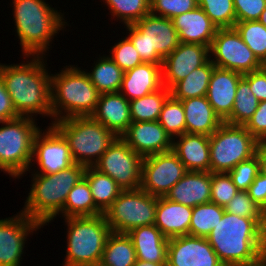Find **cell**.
<instances>
[{"mask_svg": "<svg viewBox=\"0 0 266 266\" xmlns=\"http://www.w3.org/2000/svg\"><path fill=\"white\" fill-rule=\"evenodd\" d=\"M258 21L266 27V8H265L264 11L261 13V15H260Z\"/></svg>", "mask_w": 266, "mask_h": 266, "instance_id": "obj_54", "label": "cell"}, {"mask_svg": "<svg viewBox=\"0 0 266 266\" xmlns=\"http://www.w3.org/2000/svg\"><path fill=\"white\" fill-rule=\"evenodd\" d=\"M266 249V229H265V248Z\"/></svg>", "mask_w": 266, "mask_h": 266, "instance_id": "obj_58", "label": "cell"}, {"mask_svg": "<svg viewBox=\"0 0 266 266\" xmlns=\"http://www.w3.org/2000/svg\"><path fill=\"white\" fill-rule=\"evenodd\" d=\"M91 117L117 137H121L132 123L129 101L120 92L100 94Z\"/></svg>", "mask_w": 266, "mask_h": 266, "instance_id": "obj_21", "label": "cell"}, {"mask_svg": "<svg viewBox=\"0 0 266 266\" xmlns=\"http://www.w3.org/2000/svg\"><path fill=\"white\" fill-rule=\"evenodd\" d=\"M187 172L172 150L144 157L140 188L157 197L165 196Z\"/></svg>", "mask_w": 266, "mask_h": 266, "instance_id": "obj_14", "label": "cell"}, {"mask_svg": "<svg viewBox=\"0 0 266 266\" xmlns=\"http://www.w3.org/2000/svg\"><path fill=\"white\" fill-rule=\"evenodd\" d=\"M210 59V47L197 43H179L162 64V83L169 90L193 70Z\"/></svg>", "mask_w": 266, "mask_h": 266, "instance_id": "obj_18", "label": "cell"}, {"mask_svg": "<svg viewBox=\"0 0 266 266\" xmlns=\"http://www.w3.org/2000/svg\"><path fill=\"white\" fill-rule=\"evenodd\" d=\"M103 214L92 198L91 190L85 177L71 189L62 209V217H92Z\"/></svg>", "mask_w": 266, "mask_h": 266, "instance_id": "obj_32", "label": "cell"}, {"mask_svg": "<svg viewBox=\"0 0 266 266\" xmlns=\"http://www.w3.org/2000/svg\"><path fill=\"white\" fill-rule=\"evenodd\" d=\"M210 60L217 68L241 74L264 67L235 28L217 29L210 47Z\"/></svg>", "mask_w": 266, "mask_h": 266, "instance_id": "obj_12", "label": "cell"}, {"mask_svg": "<svg viewBox=\"0 0 266 266\" xmlns=\"http://www.w3.org/2000/svg\"><path fill=\"white\" fill-rule=\"evenodd\" d=\"M162 86V64L143 62L124 72L119 92L131 101L157 91Z\"/></svg>", "mask_w": 266, "mask_h": 266, "instance_id": "obj_25", "label": "cell"}, {"mask_svg": "<svg viewBox=\"0 0 266 266\" xmlns=\"http://www.w3.org/2000/svg\"><path fill=\"white\" fill-rule=\"evenodd\" d=\"M26 62L0 63V76L19 116L34 118L38 114L52 119L51 74L45 56H23Z\"/></svg>", "mask_w": 266, "mask_h": 266, "instance_id": "obj_1", "label": "cell"}, {"mask_svg": "<svg viewBox=\"0 0 266 266\" xmlns=\"http://www.w3.org/2000/svg\"><path fill=\"white\" fill-rule=\"evenodd\" d=\"M225 208L208 202L192 208L189 235L207 237L221 220Z\"/></svg>", "mask_w": 266, "mask_h": 266, "instance_id": "obj_35", "label": "cell"}, {"mask_svg": "<svg viewBox=\"0 0 266 266\" xmlns=\"http://www.w3.org/2000/svg\"><path fill=\"white\" fill-rule=\"evenodd\" d=\"M99 57L91 72L85 70V73L100 94L119 92L124 71L108 55Z\"/></svg>", "mask_w": 266, "mask_h": 266, "instance_id": "obj_29", "label": "cell"}, {"mask_svg": "<svg viewBox=\"0 0 266 266\" xmlns=\"http://www.w3.org/2000/svg\"><path fill=\"white\" fill-rule=\"evenodd\" d=\"M260 262L266 266V249L263 250V252L261 253V260Z\"/></svg>", "mask_w": 266, "mask_h": 266, "instance_id": "obj_55", "label": "cell"}, {"mask_svg": "<svg viewBox=\"0 0 266 266\" xmlns=\"http://www.w3.org/2000/svg\"><path fill=\"white\" fill-rule=\"evenodd\" d=\"M110 48V54L108 56L124 72L143 63L139 53L127 37H124V39L121 38V40Z\"/></svg>", "mask_w": 266, "mask_h": 266, "instance_id": "obj_41", "label": "cell"}, {"mask_svg": "<svg viewBox=\"0 0 266 266\" xmlns=\"http://www.w3.org/2000/svg\"><path fill=\"white\" fill-rule=\"evenodd\" d=\"M127 235L132 240L137 259L167 264L169 239L154 224L136 227Z\"/></svg>", "mask_w": 266, "mask_h": 266, "instance_id": "obj_27", "label": "cell"}, {"mask_svg": "<svg viewBox=\"0 0 266 266\" xmlns=\"http://www.w3.org/2000/svg\"><path fill=\"white\" fill-rule=\"evenodd\" d=\"M82 266H103L100 262L99 263H93V264H87Z\"/></svg>", "mask_w": 266, "mask_h": 266, "instance_id": "obj_56", "label": "cell"}, {"mask_svg": "<svg viewBox=\"0 0 266 266\" xmlns=\"http://www.w3.org/2000/svg\"><path fill=\"white\" fill-rule=\"evenodd\" d=\"M64 68L51 74L53 121L50 125L69 117L91 116L100 96L84 70L75 65H66Z\"/></svg>", "mask_w": 266, "mask_h": 266, "instance_id": "obj_5", "label": "cell"}, {"mask_svg": "<svg viewBox=\"0 0 266 266\" xmlns=\"http://www.w3.org/2000/svg\"><path fill=\"white\" fill-rule=\"evenodd\" d=\"M156 209L157 196L141 188L122 190L104 216L112 232L128 233L136 227L154 224Z\"/></svg>", "mask_w": 266, "mask_h": 266, "instance_id": "obj_11", "label": "cell"}, {"mask_svg": "<svg viewBox=\"0 0 266 266\" xmlns=\"http://www.w3.org/2000/svg\"><path fill=\"white\" fill-rule=\"evenodd\" d=\"M84 177L87 179L95 206L104 214L122 189L109 175L94 167H86Z\"/></svg>", "mask_w": 266, "mask_h": 266, "instance_id": "obj_31", "label": "cell"}, {"mask_svg": "<svg viewBox=\"0 0 266 266\" xmlns=\"http://www.w3.org/2000/svg\"><path fill=\"white\" fill-rule=\"evenodd\" d=\"M67 226L65 266L99 263L112 233L104 214L92 217L63 218Z\"/></svg>", "mask_w": 266, "mask_h": 266, "instance_id": "obj_7", "label": "cell"}, {"mask_svg": "<svg viewBox=\"0 0 266 266\" xmlns=\"http://www.w3.org/2000/svg\"><path fill=\"white\" fill-rule=\"evenodd\" d=\"M252 200L263 210L266 214V176L260 172L255 177V180L247 190Z\"/></svg>", "mask_w": 266, "mask_h": 266, "instance_id": "obj_49", "label": "cell"}, {"mask_svg": "<svg viewBox=\"0 0 266 266\" xmlns=\"http://www.w3.org/2000/svg\"><path fill=\"white\" fill-rule=\"evenodd\" d=\"M136 251L127 233L112 232L106 242L100 263L103 266H133Z\"/></svg>", "mask_w": 266, "mask_h": 266, "instance_id": "obj_33", "label": "cell"}, {"mask_svg": "<svg viewBox=\"0 0 266 266\" xmlns=\"http://www.w3.org/2000/svg\"><path fill=\"white\" fill-rule=\"evenodd\" d=\"M228 174L238 190L247 191L255 177L259 174L257 155L240 162Z\"/></svg>", "mask_w": 266, "mask_h": 266, "instance_id": "obj_45", "label": "cell"}, {"mask_svg": "<svg viewBox=\"0 0 266 266\" xmlns=\"http://www.w3.org/2000/svg\"><path fill=\"white\" fill-rule=\"evenodd\" d=\"M226 212L253 219H266V214L252 200L247 191H238L232 200L224 207Z\"/></svg>", "mask_w": 266, "mask_h": 266, "instance_id": "obj_43", "label": "cell"}, {"mask_svg": "<svg viewBox=\"0 0 266 266\" xmlns=\"http://www.w3.org/2000/svg\"><path fill=\"white\" fill-rule=\"evenodd\" d=\"M167 266H224L207 238L184 235L169 239Z\"/></svg>", "mask_w": 266, "mask_h": 266, "instance_id": "obj_17", "label": "cell"}, {"mask_svg": "<svg viewBox=\"0 0 266 266\" xmlns=\"http://www.w3.org/2000/svg\"><path fill=\"white\" fill-rule=\"evenodd\" d=\"M186 133L211 136L223 123L206 96L184 99Z\"/></svg>", "mask_w": 266, "mask_h": 266, "instance_id": "obj_28", "label": "cell"}, {"mask_svg": "<svg viewBox=\"0 0 266 266\" xmlns=\"http://www.w3.org/2000/svg\"><path fill=\"white\" fill-rule=\"evenodd\" d=\"M127 38L140 55L142 62L163 64L166 56L179 45L173 21L151 13L131 25H125Z\"/></svg>", "mask_w": 266, "mask_h": 266, "instance_id": "obj_9", "label": "cell"}, {"mask_svg": "<svg viewBox=\"0 0 266 266\" xmlns=\"http://www.w3.org/2000/svg\"><path fill=\"white\" fill-rule=\"evenodd\" d=\"M179 42L197 43L211 47L217 27L199 6L172 19Z\"/></svg>", "mask_w": 266, "mask_h": 266, "instance_id": "obj_24", "label": "cell"}, {"mask_svg": "<svg viewBox=\"0 0 266 266\" xmlns=\"http://www.w3.org/2000/svg\"><path fill=\"white\" fill-rule=\"evenodd\" d=\"M86 167L74 163L53 174L32 173V184L22 212L42 228L61 215L68 193L84 177ZM48 223V224H47Z\"/></svg>", "mask_w": 266, "mask_h": 266, "instance_id": "obj_4", "label": "cell"}, {"mask_svg": "<svg viewBox=\"0 0 266 266\" xmlns=\"http://www.w3.org/2000/svg\"><path fill=\"white\" fill-rule=\"evenodd\" d=\"M234 28L243 42L264 65L266 63V27L258 20L236 22Z\"/></svg>", "mask_w": 266, "mask_h": 266, "instance_id": "obj_38", "label": "cell"}, {"mask_svg": "<svg viewBox=\"0 0 266 266\" xmlns=\"http://www.w3.org/2000/svg\"><path fill=\"white\" fill-rule=\"evenodd\" d=\"M66 139L75 163L93 167L117 136L91 116H75L52 124Z\"/></svg>", "mask_w": 266, "mask_h": 266, "instance_id": "obj_6", "label": "cell"}, {"mask_svg": "<svg viewBox=\"0 0 266 266\" xmlns=\"http://www.w3.org/2000/svg\"><path fill=\"white\" fill-rule=\"evenodd\" d=\"M198 7V0H150V13L173 19L174 17L194 10Z\"/></svg>", "mask_w": 266, "mask_h": 266, "instance_id": "obj_44", "label": "cell"}, {"mask_svg": "<svg viewBox=\"0 0 266 266\" xmlns=\"http://www.w3.org/2000/svg\"><path fill=\"white\" fill-rule=\"evenodd\" d=\"M192 207L157 197L154 225L167 239L189 235Z\"/></svg>", "mask_w": 266, "mask_h": 266, "instance_id": "obj_26", "label": "cell"}, {"mask_svg": "<svg viewBox=\"0 0 266 266\" xmlns=\"http://www.w3.org/2000/svg\"><path fill=\"white\" fill-rule=\"evenodd\" d=\"M238 191L228 173H211L210 202L225 207Z\"/></svg>", "mask_w": 266, "mask_h": 266, "instance_id": "obj_42", "label": "cell"}, {"mask_svg": "<svg viewBox=\"0 0 266 266\" xmlns=\"http://www.w3.org/2000/svg\"><path fill=\"white\" fill-rule=\"evenodd\" d=\"M198 6L218 28H234L236 14L233 0H198Z\"/></svg>", "mask_w": 266, "mask_h": 266, "instance_id": "obj_40", "label": "cell"}, {"mask_svg": "<svg viewBox=\"0 0 266 266\" xmlns=\"http://www.w3.org/2000/svg\"><path fill=\"white\" fill-rule=\"evenodd\" d=\"M259 101L249 88L248 81L242 77L238 82L231 115L224 121L233 125H245L258 108Z\"/></svg>", "mask_w": 266, "mask_h": 266, "instance_id": "obj_36", "label": "cell"}, {"mask_svg": "<svg viewBox=\"0 0 266 266\" xmlns=\"http://www.w3.org/2000/svg\"><path fill=\"white\" fill-rule=\"evenodd\" d=\"M170 90L162 86L159 90L129 101L132 122L157 121Z\"/></svg>", "mask_w": 266, "mask_h": 266, "instance_id": "obj_34", "label": "cell"}, {"mask_svg": "<svg viewBox=\"0 0 266 266\" xmlns=\"http://www.w3.org/2000/svg\"><path fill=\"white\" fill-rule=\"evenodd\" d=\"M236 22L258 20L266 8V0H233Z\"/></svg>", "mask_w": 266, "mask_h": 266, "instance_id": "obj_46", "label": "cell"}, {"mask_svg": "<svg viewBox=\"0 0 266 266\" xmlns=\"http://www.w3.org/2000/svg\"><path fill=\"white\" fill-rule=\"evenodd\" d=\"M46 128L45 131L39 130L33 140L31 159L33 163L30 167L32 168L36 161L39 168L37 167L38 170L34 169L32 173L53 174L67 169L75 163L69 144L63 135L53 125Z\"/></svg>", "mask_w": 266, "mask_h": 266, "instance_id": "obj_15", "label": "cell"}, {"mask_svg": "<svg viewBox=\"0 0 266 266\" xmlns=\"http://www.w3.org/2000/svg\"><path fill=\"white\" fill-rule=\"evenodd\" d=\"M19 117L12 104L10 95L6 91L3 79L0 76V122Z\"/></svg>", "mask_w": 266, "mask_h": 266, "instance_id": "obj_50", "label": "cell"}, {"mask_svg": "<svg viewBox=\"0 0 266 266\" xmlns=\"http://www.w3.org/2000/svg\"><path fill=\"white\" fill-rule=\"evenodd\" d=\"M259 160V172L266 176V152H256Z\"/></svg>", "mask_w": 266, "mask_h": 266, "instance_id": "obj_51", "label": "cell"}, {"mask_svg": "<svg viewBox=\"0 0 266 266\" xmlns=\"http://www.w3.org/2000/svg\"><path fill=\"white\" fill-rule=\"evenodd\" d=\"M215 67L209 59L204 65L196 68L183 80L177 82L170 89V95L180 101L206 96L210 77Z\"/></svg>", "mask_w": 266, "mask_h": 266, "instance_id": "obj_30", "label": "cell"}, {"mask_svg": "<svg viewBox=\"0 0 266 266\" xmlns=\"http://www.w3.org/2000/svg\"><path fill=\"white\" fill-rule=\"evenodd\" d=\"M249 88L259 102L266 101V68L243 74Z\"/></svg>", "mask_w": 266, "mask_h": 266, "instance_id": "obj_48", "label": "cell"}, {"mask_svg": "<svg viewBox=\"0 0 266 266\" xmlns=\"http://www.w3.org/2000/svg\"><path fill=\"white\" fill-rule=\"evenodd\" d=\"M164 197L192 208L210 202L211 172L188 171Z\"/></svg>", "mask_w": 266, "mask_h": 266, "instance_id": "obj_23", "label": "cell"}, {"mask_svg": "<svg viewBox=\"0 0 266 266\" xmlns=\"http://www.w3.org/2000/svg\"><path fill=\"white\" fill-rule=\"evenodd\" d=\"M266 219H253L224 212L206 237L224 266L260 263L265 248Z\"/></svg>", "mask_w": 266, "mask_h": 266, "instance_id": "obj_2", "label": "cell"}, {"mask_svg": "<svg viewBox=\"0 0 266 266\" xmlns=\"http://www.w3.org/2000/svg\"><path fill=\"white\" fill-rule=\"evenodd\" d=\"M121 138L143 158L172 150L173 140L158 121L132 122Z\"/></svg>", "mask_w": 266, "mask_h": 266, "instance_id": "obj_19", "label": "cell"}, {"mask_svg": "<svg viewBox=\"0 0 266 266\" xmlns=\"http://www.w3.org/2000/svg\"><path fill=\"white\" fill-rule=\"evenodd\" d=\"M133 266H167V264H157L150 261H141L139 259H136V262Z\"/></svg>", "mask_w": 266, "mask_h": 266, "instance_id": "obj_52", "label": "cell"}, {"mask_svg": "<svg viewBox=\"0 0 266 266\" xmlns=\"http://www.w3.org/2000/svg\"><path fill=\"white\" fill-rule=\"evenodd\" d=\"M253 266H264L261 262Z\"/></svg>", "mask_w": 266, "mask_h": 266, "instance_id": "obj_57", "label": "cell"}, {"mask_svg": "<svg viewBox=\"0 0 266 266\" xmlns=\"http://www.w3.org/2000/svg\"><path fill=\"white\" fill-rule=\"evenodd\" d=\"M243 74L215 67L208 86L207 100L224 122L232 112L238 82Z\"/></svg>", "mask_w": 266, "mask_h": 266, "instance_id": "obj_20", "label": "cell"}, {"mask_svg": "<svg viewBox=\"0 0 266 266\" xmlns=\"http://www.w3.org/2000/svg\"><path fill=\"white\" fill-rule=\"evenodd\" d=\"M35 120L19 116L0 122V170L13 179L31 171L33 140L41 129Z\"/></svg>", "mask_w": 266, "mask_h": 266, "instance_id": "obj_8", "label": "cell"}, {"mask_svg": "<svg viewBox=\"0 0 266 266\" xmlns=\"http://www.w3.org/2000/svg\"><path fill=\"white\" fill-rule=\"evenodd\" d=\"M119 23L131 25L150 13V0H102Z\"/></svg>", "mask_w": 266, "mask_h": 266, "instance_id": "obj_37", "label": "cell"}, {"mask_svg": "<svg viewBox=\"0 0 266 266\" xmlns=\"http://www.w3.org/2000/svg\"><path fill=\"white\" fill-rule=\"evenodd\" d=\"M172 151L187 171L210 172L209 136L184 133L173 139Z\"/></svg>", "mask_w": 266, "mask_h": 266, "instance_id": "obj_22", "label": "cell"}, {"mask_svg": "<svg viewBox=\"0 0 266 266\" xmlns=\"http://www.w3.org/2000/svg\"><path fill=\"white\" fill-rule=\"evenodd\" d=\"M244 126L257 141L266 135V101L259 102L255 113Z\"/></svg>", "mask_w": 266, "mask_h": 266, "instance_id": "obj_47", "label": "cell"}, {"mask_svg": "<svg viewBox=\"0 0 266 266\" xmlns=\"http://www.w3.org/2000/svg\"><path fill=\"white\" fill-rule=\"evenodd\" d=\"M11 5L23 56L47 55L56 34L69 26L64 14L45 0H12Z\"/></svg>", "mask_w": 266, "mask_h": 266, "instance_id": "obj_3", "label": "cell"}, {"mask_svg": "<svg viewBox=\"0 0 266 266\" xmlns=\"http://www.w3.org/2000/svg\"><path fill=\"white\" fill-rule=\"evenodd\" d=\"M256 152H266V135L258 140V148Z\"/></svg>", "mask_w": 266, "mask_h": 266, "instance_id": "obj_53", "label": "cell"}, {"mask_svg": "<svg viewBox=\"0 0 266 266\" xmlns=\"http://www.w3.org/2000/svg\"><path fill=\"white\" fill-rule=\"evenodd\" d=\"M41 227L22 211L0 219V266H20L27 237Z\"/></svg>", "mask_w": 266, "mask_h": 266, "instance_id": "obj_16", "label": "cell"}, {"mask_svg": "<svg viewBox=\"0 0 266 266\" xmlns=\"http://www.w3.org/2000/svg\"><path fill=\"white\" fill-rule=\"evenodd\" d=\"M142 162L143 157L117 137L93 167L109 175L122 190H135L141 186Z\"/></svg>", "mask_w": 266, "mask_h": 266, "instance_id": "obj_13", "label": "cell"}, {"mask_svg": "<svg viewBox=\"0 0 266 266\" xmlns=\"http://www.w3.org/2000/svg\"><path fill=\"white\" fill-rule=\"evenodd\" d=\"M209 140L211 173H228L240 162L256 155L258 148V141L244 125L226 122L209 136Z\"/></svg>", "mask_w": 266, "mask_h": 266, "instance_id": "obj_10", "label": "cell"}, {"mask_svg": "<svg viewBox=\"0 0 266 266\" xmlns=\"http://www.w3.org/2000/svg\"><path fill=\"white\" fill-rule=\"evenodd\" d=\"M157 121L172 140L186 133L185 112L182 102L170 95L163 104Z\"/></svg>", "mask_w": 266, "mask_h": 266, "instance_id": "obj_39", "label": "cell"}]
</instances>
